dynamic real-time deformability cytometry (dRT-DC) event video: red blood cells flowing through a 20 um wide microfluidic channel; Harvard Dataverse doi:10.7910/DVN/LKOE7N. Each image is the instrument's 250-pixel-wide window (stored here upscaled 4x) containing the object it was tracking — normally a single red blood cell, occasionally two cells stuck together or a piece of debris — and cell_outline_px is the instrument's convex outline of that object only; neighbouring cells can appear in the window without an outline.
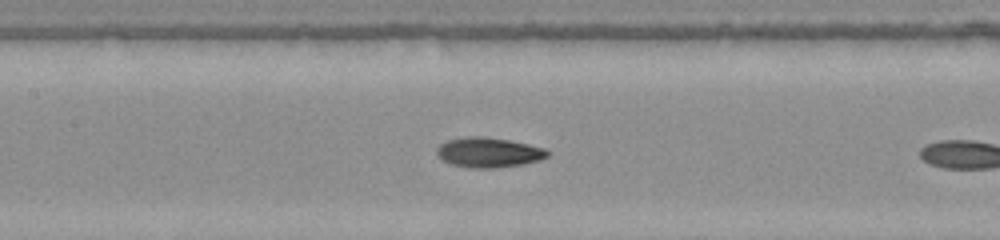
{"species": "common noctule bat (a hibernating species)", "species_latin": "Nyctalus noctula", "temperature_condition": "warm", "stored_images_in_passage": 29, "camera_frame_rate_fps": 3000, "um_per_image_px": 0.085, "animal": {"sex": "female", "body_mass_g": 22.0, "forearm_length_mm": 56.7}, "frame": {"image": 1, "passage_image": 13, "time_ms": 4.0, "image_size_px": [1000, 240], "cell_outline_px": [[548, 156], [540, 160], [524, 164], [496, 168], [468, 168], [452, 164], [436, 156], [436, 148], [440, 144], [448, 140], [464, 136], [484, 136], [508, 140], [528, 144], [544, 148], [548, 152]], "centroid_in_image_um": [41.5, 12.96], "position_along_channel_um": 165.9, "area_um2": 19.42}}